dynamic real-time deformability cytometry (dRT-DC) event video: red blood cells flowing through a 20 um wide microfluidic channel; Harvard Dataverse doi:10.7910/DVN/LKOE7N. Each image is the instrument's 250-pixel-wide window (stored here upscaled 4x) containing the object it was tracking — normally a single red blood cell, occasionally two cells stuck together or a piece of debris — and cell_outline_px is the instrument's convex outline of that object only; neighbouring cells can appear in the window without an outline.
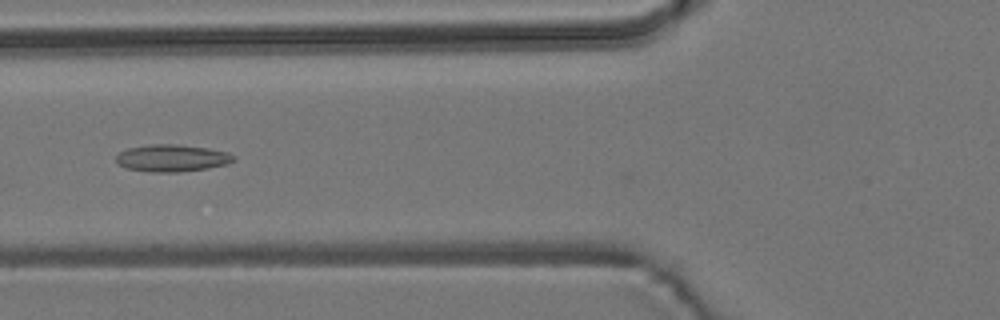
{"species": "common noctule bat (a hibernating species)", "species_latin": "Nyctalus noctula", "temperature_condition": "room temperature", "stored_images_in_passage": 48, "camera_frame_rate_fps": 3000, "um_per_image_px": 0.085, "animal": {"sex": "male", "body_mass_g": 19.2, "forearm_length_mm": 51.8}, "frame": {"image": 1, "passage_image": 15, "time_ms": 4.667, "image_size_px": [1000, 320], "cell_outline_px": [[236, 160], [228, 164], [208, 168], [180, 172], [148, 172], [128, 168], [120, 164], [116, 160], [116, 156], [120, 152], [128, 148], [152, 144], [180, 144], [208, 148], [228, 152], [236, 156]], "centroid_in_image_um": [14.68, 13.43], "position_along_channel_um": 111.1, "area_um2": 18.67}}
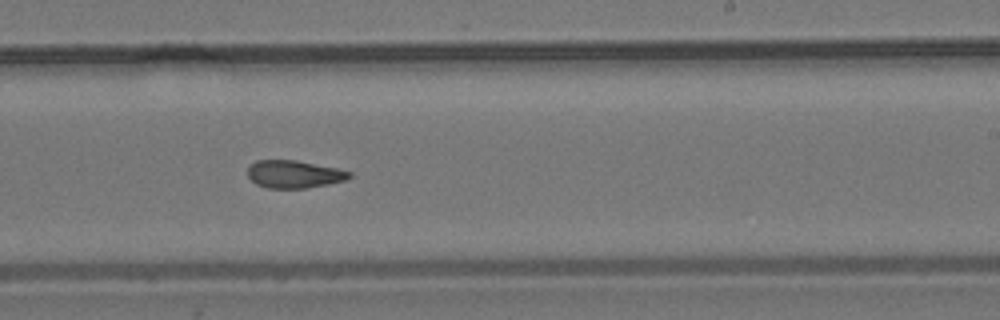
{"frame": {"image": 2, "passage_image": 27, "time_ms": 8.667, "image_size_px": [1000, 320], "cell_outline_px": [[352, 176], [348, 180], [308, 188], [268, 188], [256, 184], [248, 176], [248, 168], [256, 160], [296, 160], [336, 168], [352, 172]], "centroid_in_image_um": [25.03, 14.81], "position_along_channel_um": 264.0, "area_um2": 16.42}}
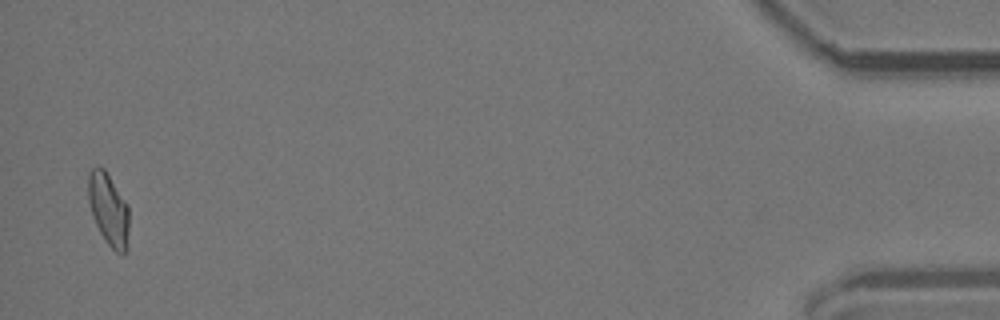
{"frame": {"image": 3, "passage_image": 47, "time_ms": 15.333, "image_size_px": [1000, 320], "cell_outline_px": [[128, 248], [124, 252], [116, 252], [104, 240], [96, 224], [88, 200], [88, 172], [92, 168], [104, 168], [128, 204]], "centroid_in_image_um": [9.23, 17.79], "position_along_channel_um": 426.0, "area_um2": 17.05}, "authors_computed_cell_mechanics": {"area_um2": 16.9932, "velocity_mm_per_s": 3.8211, "shape_relaxation_time_tau1_ms": 10.9504, "shape_relaxation_time_tau2_ms": 3.5778, "deformation_change_tau1": 0.2206, "deformation_change_tau2": 0.1151}}